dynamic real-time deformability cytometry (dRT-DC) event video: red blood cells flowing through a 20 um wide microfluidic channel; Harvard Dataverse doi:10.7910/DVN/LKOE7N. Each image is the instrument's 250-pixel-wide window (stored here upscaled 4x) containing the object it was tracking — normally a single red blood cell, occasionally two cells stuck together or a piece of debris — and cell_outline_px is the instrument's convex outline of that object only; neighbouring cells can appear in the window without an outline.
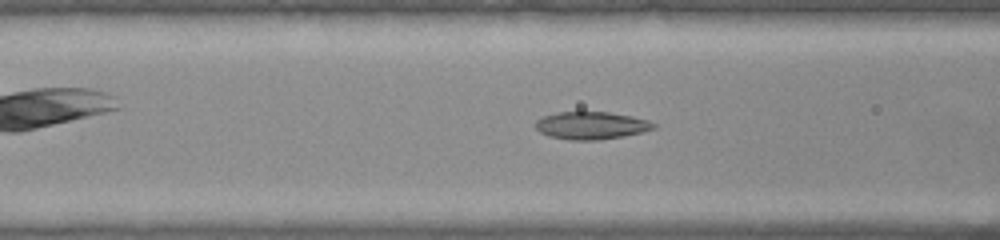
{"species": "common noctule bat (a hibernating species)", "species_latin": "Nyctalus noctula", "temperature_condition": "warm", "stored_images_in_passage": 51, "camera_frame_rate_fps": 3000, "um_per_image_px": 0.085, "animal": {"sex": "female", "body_mass_g": 22.0, "forearm_length_mm": 56.7}, "frame": {"image": 1, "passage_image": 19, "time_ms": 6.0, "image_size_px": [1000, 240], "cell_outline_px": [[656, 128], [624, 136], [600, 140], [568, 140], [548, 136], [540, 132], [536, 128], [536, 120], [544, 116], [560, 112], [608, 112], [632, 116], [648, 120], [656, 124]], "centroid_in_image_um": [50.26, 10.67], "position_along_channel_um": 116.3, "area_um2": 18.96}}
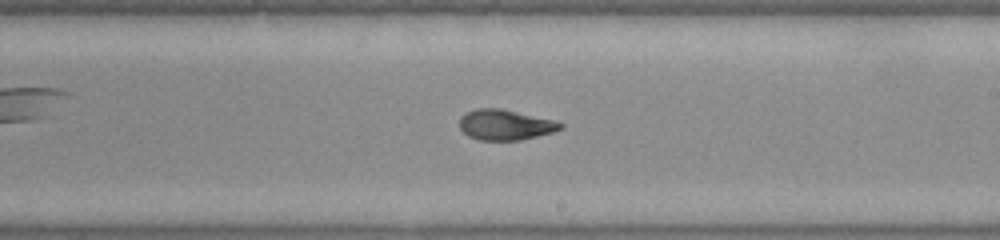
{"frame": {"image": 2, "passage_image": 29, "time_ms": 9.333, "image_size_px": [1000, 240], "cell_outline_px": [[564, 128], [552, 132], [520, 140], [480, 140], [468, 136], [460, 128], [460, 116], [476, 108], [500, 108], [552, 120], [564, 124]], "centroid_in_image_um": [42.93, 10.61], "position_along_channel_um": 246.1, "area_um2": 17.69}}
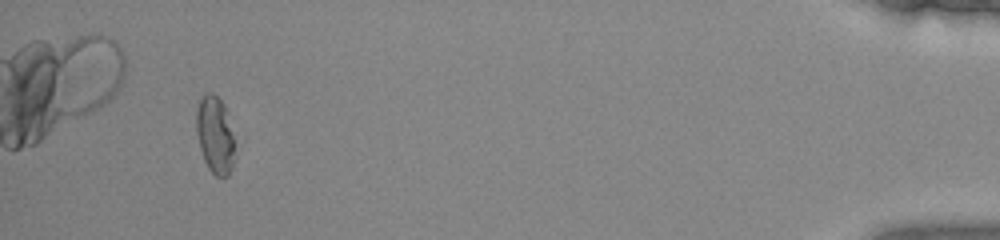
{"frame": {"image": 3, "passage_image": 48, "time_ms": 15.667, "image_size_px": [1000, 240], "cell_outline_px": [[236, 156], [232, 168], [228, 176], [216, 176], [208, 168], [204, 160], [200, 148], [196, 132], [196, 112], [200, 100], [204, 92], [212, 92], [224, 104], [228, 112], [232, 132]], "centroid_in_image_um": [18.29, 11.47], "position_along_channel_um": 416.9, "area_um2": 17.63}, "authors_computed_cell_mechanics": {"area_um2": 18.9584, "velocity_mm_per_s": 3.8937, "shape_relaxation_time_tau1_ms": null, "shape_relaxation_time_tau2_ms": 1.7342, "deformation_change_tau1": null, "deformation_change_tau2": 0.0803}}